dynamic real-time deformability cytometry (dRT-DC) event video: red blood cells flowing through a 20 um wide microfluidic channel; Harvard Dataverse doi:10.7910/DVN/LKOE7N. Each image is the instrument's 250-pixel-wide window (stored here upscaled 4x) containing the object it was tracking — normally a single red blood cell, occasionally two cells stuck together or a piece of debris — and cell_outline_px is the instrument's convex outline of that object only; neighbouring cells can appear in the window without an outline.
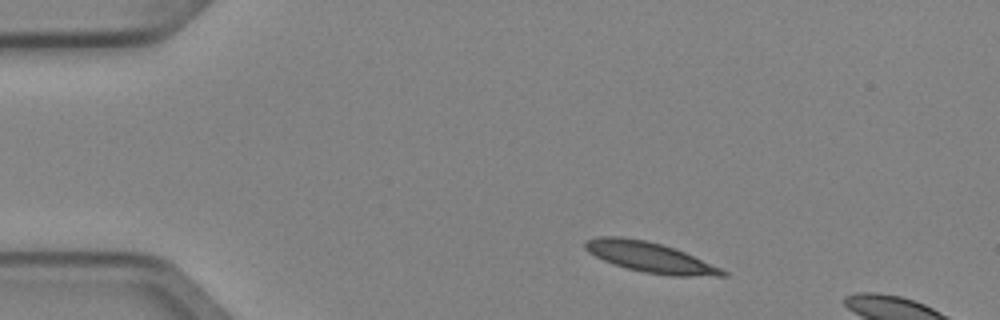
{"species": "Egyptian fruit bat (a non-hibernating species)", "species_latin": "Rousettus aegyptiacus", "temperature_condition": "cold", "stored_images_in_passage": 3, "camera_frame_rate_fps": 3000, "um_per_image_px": 0.085, "animal": {"sex": "female"}, "frame": {"image": 1, "passage_image": 1, "time_ms": 0.0, "image_size_px": [1000, 320], "cell_outline_px": [[728, 276], [672, 276], [644, 272], [628, 268], [604, 260], [588, 252], [584, 248], [584, 240], [596, 236], [620, 236], [644, 240], [676, 248], [720, 268], [728, 272]], "centroid_in_image_um": [55.23, 21.85], "position_along_channel_um": 29.8, "area_um2": 24.04}}